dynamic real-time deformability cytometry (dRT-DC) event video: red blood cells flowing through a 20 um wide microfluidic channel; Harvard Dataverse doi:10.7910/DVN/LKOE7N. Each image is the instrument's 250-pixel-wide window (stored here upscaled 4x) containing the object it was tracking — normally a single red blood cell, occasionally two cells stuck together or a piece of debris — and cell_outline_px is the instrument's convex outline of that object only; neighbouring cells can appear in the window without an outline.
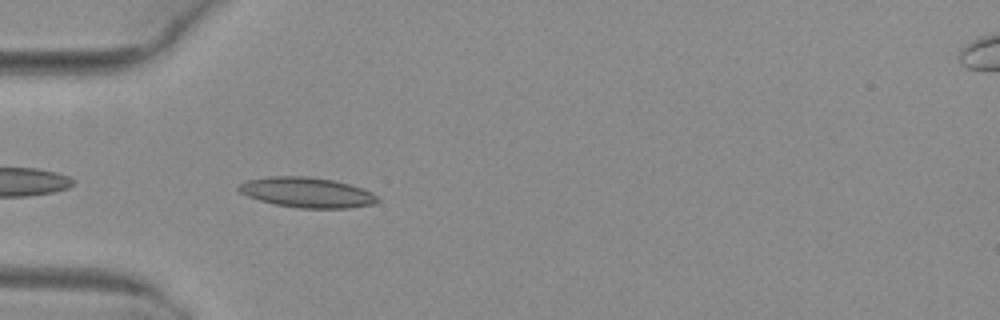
{"species": "common noctule bat (a hibernating species)", "species_latin": "Nyctalus noctula", "temperature_condition": "warm", "stored_images_in_passage": 6, "camera_frame_rate_fps": 3000, "um_per_image_px": 0.085, "animal": {"sex": "female", "body_mass_g": 29.2, "forearm_length_mm": 56.3}, "frame": {"image": 1, "passage_image": 5, "time_ms": 1.333, "image_size_px": [1000, 320], "cell_outline_px": [[380, 200], [376, 204], [348, 208], [300, 208], [276, 204], [260, 200], [248, 196], [240, 192], [236, 188], [240, 184], [248, 180], [268, 176], [308, 176], [332, 180], [348, 184], [372, 192]], "centroid_in_image_um": [26.1, 16.36], "position_along_channel_um": 58.9, "area_um2": 24.28}}